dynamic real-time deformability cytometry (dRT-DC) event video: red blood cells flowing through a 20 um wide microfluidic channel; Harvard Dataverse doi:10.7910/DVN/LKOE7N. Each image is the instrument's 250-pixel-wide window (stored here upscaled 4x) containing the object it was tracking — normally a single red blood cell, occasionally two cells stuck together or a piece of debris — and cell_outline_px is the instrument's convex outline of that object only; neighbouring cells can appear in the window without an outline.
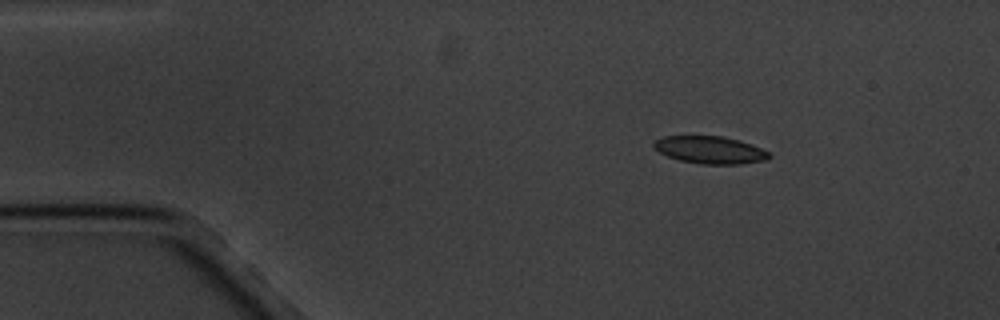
{"species": "common noctule bat (a hibernating species)", "species_latin": "Nyctalus noctula", "temperature_condition": "cold", "stored_images_in_passage": 3, "camera_frame_rate_fps": 3000, "um_per_image_px": 0.085, "animal": {"sex": "male", "body_mass_g": 20.1, "forearm_length_mm": 53.5}, "frame": {"image": 1, "passage_image": 1, "time_ms": 0.0, "image_size_px": [1000, 320], "cell_outline_px": [[772, 156], [768, 160], [740, 164], [700, 164], [680, 160], [668, 156], [652, 148], [652, 144], [656, 140], [664, 136], [724, 136], [740, 140], [752, 144], [768, 152]], "centroid_in_image_um": [60.37, 12.74], "position_along_channel_um": 24.6, "area_um2": 18.55}}